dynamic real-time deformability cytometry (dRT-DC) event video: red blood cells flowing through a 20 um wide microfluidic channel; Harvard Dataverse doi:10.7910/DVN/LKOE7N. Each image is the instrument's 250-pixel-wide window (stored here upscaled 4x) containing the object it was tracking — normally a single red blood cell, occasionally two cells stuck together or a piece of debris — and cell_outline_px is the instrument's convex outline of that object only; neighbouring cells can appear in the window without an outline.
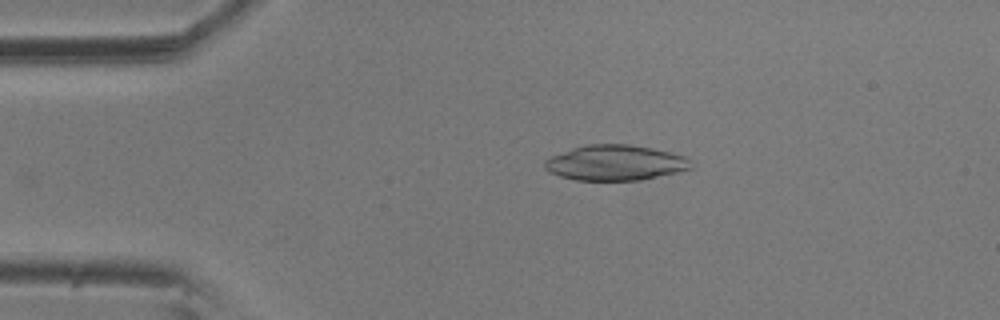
{"species": "common noctule bat (a hibernating species)", "species_latin": "Nyctalus noctula", "temperature_condition": "room temperature", "stored_images_in_passage": 6, "camera_frame_rate_fps": 3000, "um_per_image_px": 0.085, "animal": {"sex": "male", "body_mass_g": 20.5, "forearm_length_mm": 52.5}, "frame": {"image": 1, "passage_image": 4, "time_ms": 1.0, "image_size_px": [1000, 320], "cell_outline_px": [[692, 168], [680, 172], [640, 180], [576, 180], [560, 176], [548, 172], [544, 168], [544, 160], [552, 156], [572, 148], [588, 144], [628, 144], [652, 148], [672, 152], [684, 156], [688, 160]], "centroid_in_image_um": [52.29, 13.84], "position_along_channel_um": 32.7, "area_um2": 30.17}}